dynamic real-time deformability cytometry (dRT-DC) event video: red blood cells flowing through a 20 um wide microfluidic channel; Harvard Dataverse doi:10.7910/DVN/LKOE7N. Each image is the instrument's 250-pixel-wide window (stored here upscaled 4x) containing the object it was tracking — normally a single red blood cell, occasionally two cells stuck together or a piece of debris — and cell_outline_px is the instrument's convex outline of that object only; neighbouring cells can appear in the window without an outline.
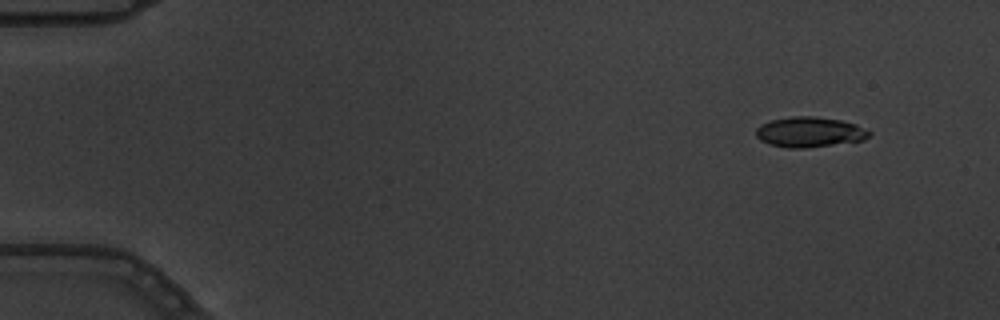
{"species": "common noctule bat (a hibernating species)", "species_latin": "Nyctalus noctula", "temperature_condition": "warm", "stored_images_in_passage": 5, "camera_frame_rate_fps": 3000, "um_per_image_px": 0.085, "animal": {"sex": "male", "body_mass_g": 19.5, "forearm_length_mm": 54.6}, "frame": {"image": 1, "passage_image": 1, "time_ms": 0.0, "image_size_px": [1000, 320], "cell_outline_px": [[872, 132], [864, 140], [804, 148], [788, 148], [768, 144], [760, 140], [756, 136], [756, 128], [760, 124], [772, 120], [792, 116], [812, 116], [840, 120], [856, 124]], "centroid_in_image_um": [68.79, 11.22], "position_along_channel_um": 16.2, "area_um2": 19.88}}
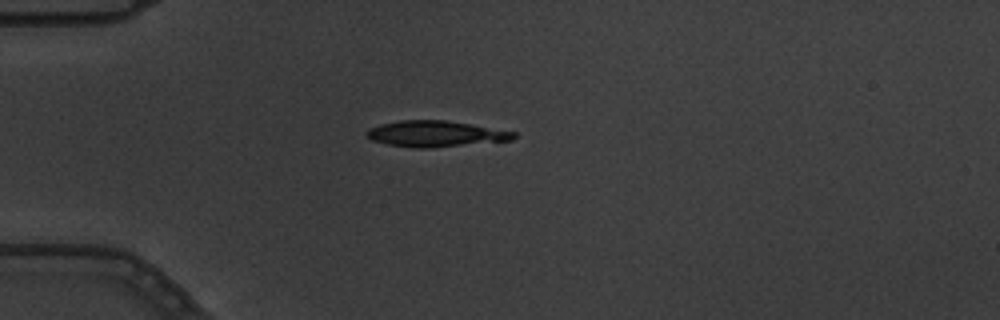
{"frame": {"image": 2, "passage_image": 4, "time_ms": 1.0, "image_size_px": [1000, 320], "cell_outline_px": [[516, 136], [512, 140], [432, 148], [412, 148], [388, 144], [372, 140], [364, 136], [364, 132], [368, 128], [380, 124], [400, 120], [444, 120], [472, 124], [516, 132]], "centroid_in_image_um": [36.98, 11.37], "position_along_channel_um": 48.0, "area_um2": 22.48}}